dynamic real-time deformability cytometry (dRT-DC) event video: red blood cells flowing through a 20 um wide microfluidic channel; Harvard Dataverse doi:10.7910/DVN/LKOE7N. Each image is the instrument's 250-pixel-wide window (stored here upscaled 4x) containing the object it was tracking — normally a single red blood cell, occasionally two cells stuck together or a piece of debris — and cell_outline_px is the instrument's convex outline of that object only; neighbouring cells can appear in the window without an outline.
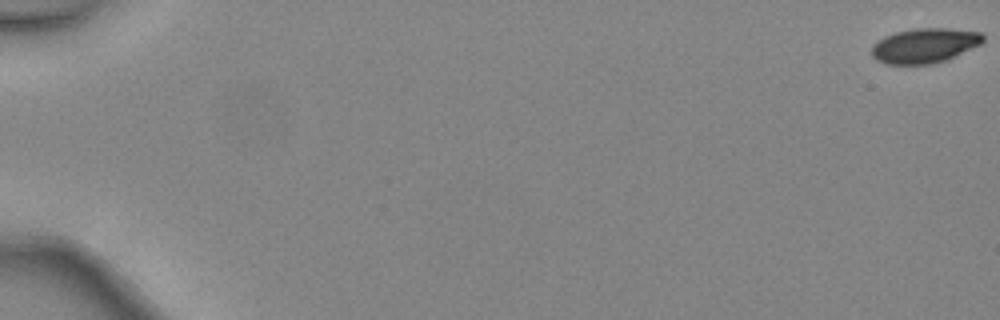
{"species": "common noctule bat (a hibernating species)", "species_latin": "Nyctalus noctula", "temperature_condition": "warm", "stored_images_in_passage": 6, "camera_frame_rate_fps": 3000, "um_per_image_px": 0.085, "animal": {"sex": "female", "body_mass_g": 24.6, "forearm_length_mm": 56.2}, "frame": {"image": 1, "passage_image": 1, "time_ms": 0.0, "image_size_px": [1000, 320], "cell_outline_px": [[984, 40], [980, 44], [948, 60], [932, 64], [888, 64], [876, 60], [872, 56], [872, 44], [884, 36], [896, 32], [916, 28], [948, 28], [980, 32], [984, 36]], "centroid_in_image_um": [78.59, 3.87], "position_along_channel_um": 6.4, "area_um2": 22.66}}
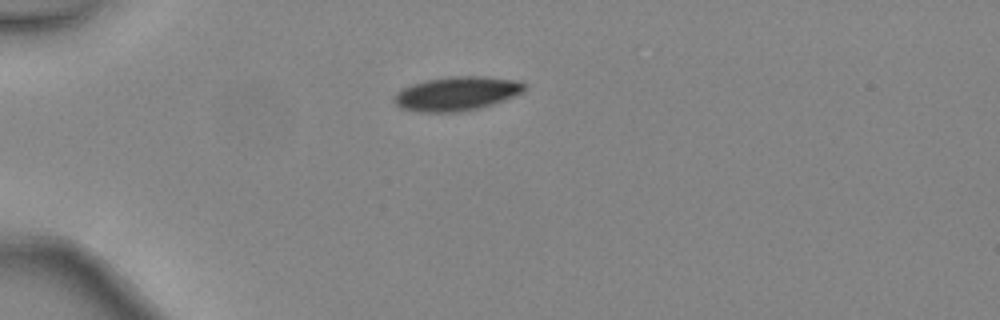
{"frame": {"image": 2, "passage_image": 5, "time_ms": 1.333, "image_size_px": [1000, 320], "cell_outline_px": [[524, 92], [504, 100], [480, 108], [456, 112], [416, 112], [400, 108], [392, 100], [396, 92], [412, 84], [428, 80], [448, 76], [484, 76], [520, 80], [524, 84]], "centroid_in_image_um": [38.81, 7.96], "position_along_channel_um": 46.2, "area_um2": 25.95}}